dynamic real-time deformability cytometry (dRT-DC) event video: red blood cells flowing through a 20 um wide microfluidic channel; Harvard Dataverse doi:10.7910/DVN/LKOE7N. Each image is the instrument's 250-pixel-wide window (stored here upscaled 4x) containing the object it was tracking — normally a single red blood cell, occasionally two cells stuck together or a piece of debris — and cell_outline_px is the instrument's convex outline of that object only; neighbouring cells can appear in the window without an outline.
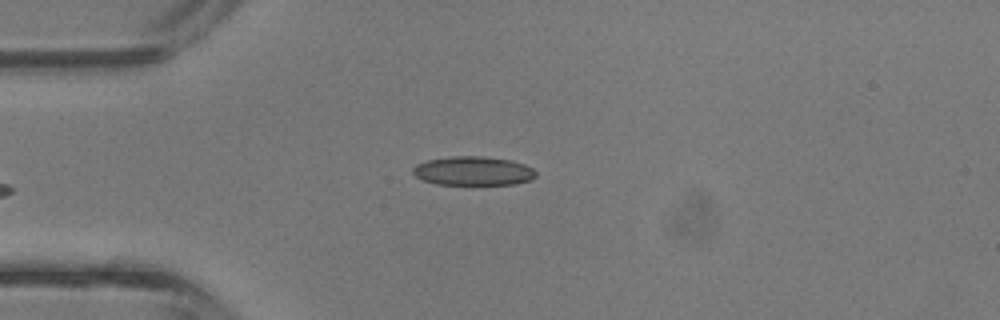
{"species": "common noctule bat (a hibernating species)", "species_latin": "Nyctalus noctula", "temperature_condition": "room temperature", "stored_images_in_passage": 4, "camera_frame_rate_fps": 3000, "um_per_image_px": 0.085, "animal": {"sex": "male", "body_mass_g": 13.3}, "frame": {"image": 1, "passage_image": 3, "time_ms": 0.667, "image_size_px": [1000, 320], "cell_outline_px": [[536, 176], [532, 180], [516, 184], [436, 184], [424, 180], [416, 176], [412, 172], [412, 168], [416, 164], [428, 160], [448, 156], [480, 156], [508, 160], [524, 164], [532, 168], [536, 172]], "centroid_in_image_um": [40.22, 14.53], "position_along_channel_um": 44.8, "area_um2": 20.69}}